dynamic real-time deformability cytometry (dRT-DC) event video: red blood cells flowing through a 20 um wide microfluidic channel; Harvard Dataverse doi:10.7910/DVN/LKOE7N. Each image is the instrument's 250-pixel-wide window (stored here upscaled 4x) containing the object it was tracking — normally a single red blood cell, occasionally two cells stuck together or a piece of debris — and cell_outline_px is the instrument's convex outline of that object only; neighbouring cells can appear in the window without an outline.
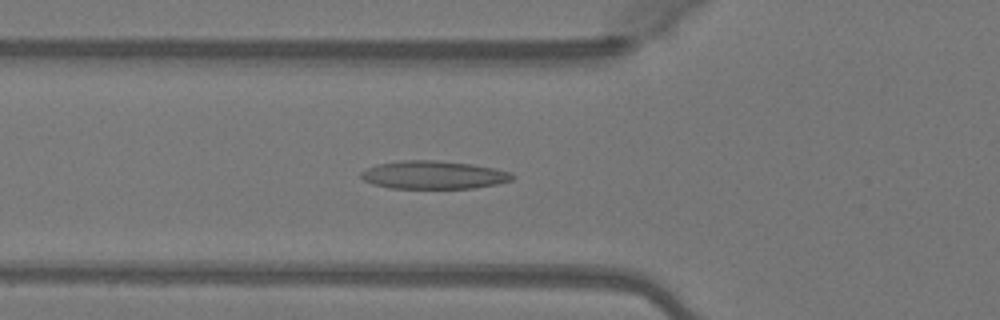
{"species": "Egyptian fruit bat (a non-hibernating species)", "species_latin": "Rousettus aegyptiacus", "temperature_condition": "warm", "stored_images_in_passage": 49, "camera_frame_rate_fps": 3000, "um_per_image_px": 0.085, "animal": {"sex": "female"}, "frame": {"image": 1, "passage_image": 17, "time_ms": 5.333, "image_size_px": [1000, 320], "cell_outline_px": [[516, 176], [512, 180], [496, 184], [472, 188], [388, 188], [372, 184], [364, 180], [360, 176], [360, 172], [376, 164], [404, 160], [436, 160], [472, 164], [512, 172]], "centroid_in_image_um": [36.84, 14.87], "position_along_channel_um": 89.0, "area_um2": 24.8}}
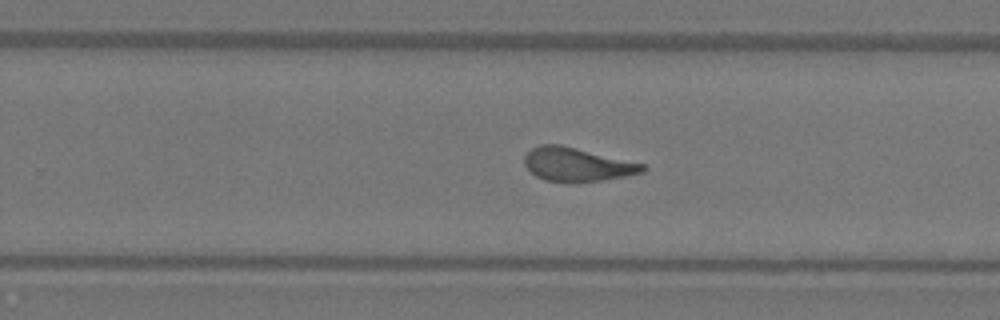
{"frame": {"image": 2, "passage_image": 31, "time_ms": 10.0, "image_size_px": [1000, 320], "cell_outline_px": [[648, 168], [644, 172], [624, 176], [600, 180], [572, 184], [544, 180], [536, 176], [524, 164], [524, 156], [532, 148], [540, 144], [560, 144], [644, 164]], "centroid_in_image_um": [49.03, 14.0], "position_along_channel_um": 280.8, "area_um2": 23.29}}
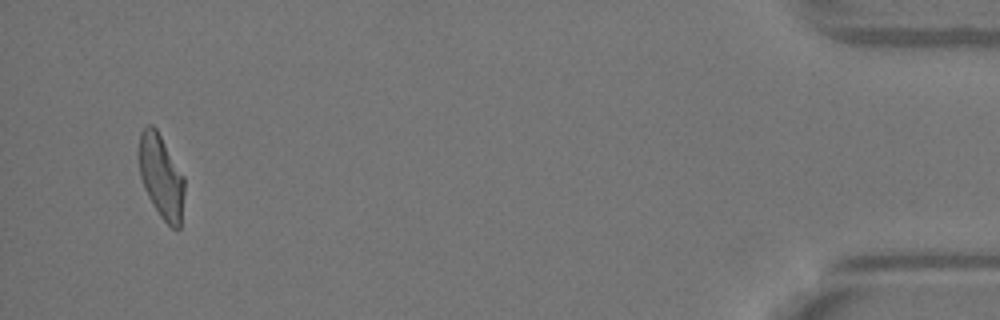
{"frame": {"image": 3, "passage_image": 47, "time_ms": 15.333, "image_size_px": [1000, 320], "cell_outline_px": [[184, 192], [180, 228], [176, 232], [160, 216], [152, 204], [144, 188], [140, 176], [140, 132], [148, 124], [152, 124], [156, 128], [184, 176]], "centroid_in_image_um": [13.72, 15.04], "position_along_channel_um": 421.5, "area_um2": 21.96}, "authors_computed_cell_mechanics": {"area_um2": 23.7558, "velocity_mm_per_s": 4.1021, "shape_relaxation_time_tau1_ms": null, "shape_relaxation_time_tau2_ms": 1.5318, "deformation_change_tau1": null, "deformation_change_tau2": 0.1099}}